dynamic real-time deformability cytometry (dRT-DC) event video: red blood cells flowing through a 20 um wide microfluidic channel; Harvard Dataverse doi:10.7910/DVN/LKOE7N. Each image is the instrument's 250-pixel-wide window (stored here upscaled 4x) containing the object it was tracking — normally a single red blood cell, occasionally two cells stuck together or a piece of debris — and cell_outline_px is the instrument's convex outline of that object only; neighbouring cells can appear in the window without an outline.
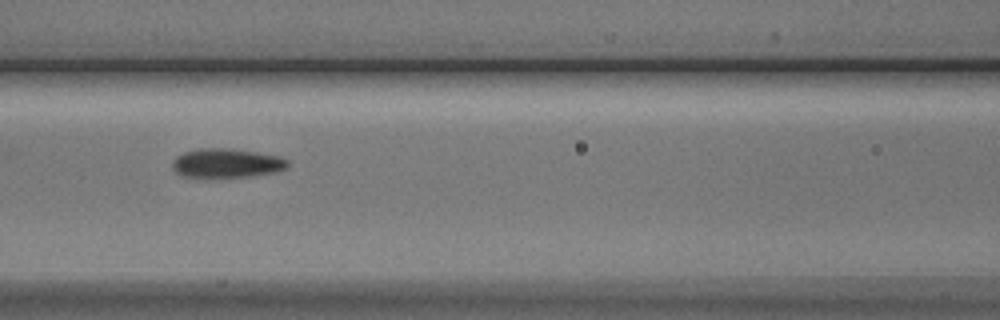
{"species": "Egyptian fruit bat (a non-hibernating species)", "species_latin": "Rousettus aegyptiacus", "temperature_condition": "cold", "stored_images_in_passage": 7, "camera_frame_rate_fps": 3000, "um_per_image_px": 0.085, "animal": {"sex": "male"}, "frame": {"image": 1, "passage_image": 5, "time_ms": 4.667, "image_size_px": [1000, 320], "cell_outline_px": [[288, 168], [276, 172], [252, 176], [212, 180], [204, 180], [180, 176], [172, 168], [172, 160], [176, 156], [184, 152], [200, 148], [228, 148], [256, 152], [280, 156], [288, 160]], "centroid_in_image_um": [19.21, 13.92], "position_along_channel_um": 147.4, "area_um2": 20.63}}
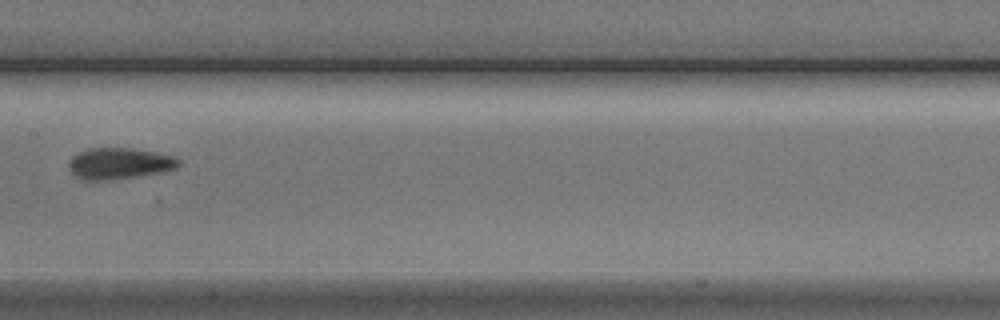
{"frame": {"image": 2, "passage_image": 6, "time_ms": 6.0, "image_size_px": [1000, 320], "cell_outline_px": [[180, 164], [176, 168], [164, 172], [112, 180], [84, 180], [76, 176], [72, 172], [68, 164], [72, 156], [88, 148], [132, 148], [156, 152], [176, 156], [180, 160]], "centroid_in_image_um": [10.18, 13.89], "position_along_channel_um": 197.2, "area_um2": 20.17}}
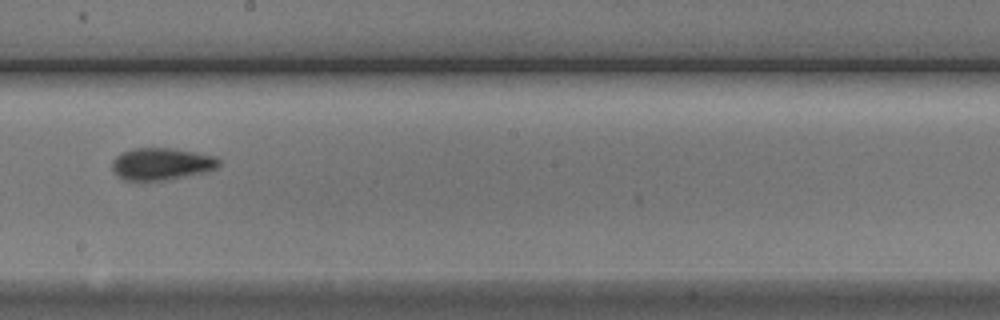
{"frame": {"image": 3, "passage_image": 7, "time_ms": 7.0, "image_size_px": [1000, 320], "cell_outline_px": [[220, 164], [216, 168], [204, 172], [164, 180], [124, 180], [112, 168], [112, 160], [120, 152], [132, 148], [172, 148], [196, 152], [216, 156], [220, 160]], "centroid_in_image_um": [13.73, 13.91], "position_along_channel_um": 234.5, "area_um2": 19.88}}